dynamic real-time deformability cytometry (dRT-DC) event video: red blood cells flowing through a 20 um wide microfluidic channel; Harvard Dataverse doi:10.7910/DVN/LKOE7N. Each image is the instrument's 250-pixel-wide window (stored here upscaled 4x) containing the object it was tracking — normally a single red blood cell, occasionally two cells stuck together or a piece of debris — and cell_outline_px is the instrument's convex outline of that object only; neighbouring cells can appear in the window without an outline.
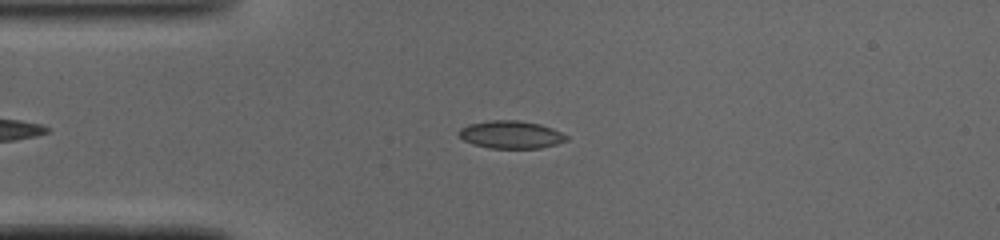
{"species": "common noctule bat (a hibernating species)", "species_latin": "Nyctalus noctula", "temperature_condition": "cold", "stored_images_in_passage": 36, "camera_frame_rate_fps": 3000, "um_per_image_px": 0.085, "animal": {"sex": "male", "body_mass_g": 19.0, "forearm_length_mm": 50.8}, "frame": {"image": 1, "passage_image": 3, "time_ms": 0.667, "image_size_px": [1000, 240], "cell_outline_px": [[568, 140], [556, 144], [540, 148], [488, 148], [472, 144], [464, 140], [460, 136], [460, 128], [468, 124], [492, 120], [520, 120], [540, 124], [552, 128], [568, 136]], "centroid_in_image_um": [43.44, 11.44], "position_along_channel_um": 41.6, "area_um2": 17.34}}
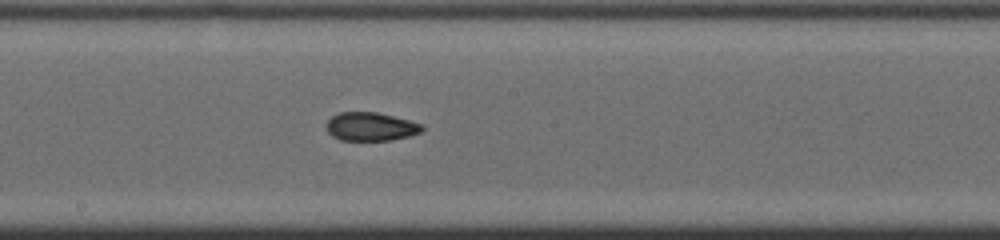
{"frame": {"image": 2, "passage_image": 17, "time_ms": 5.333, "image_size_px": [1000, 240], "cell_outline_px": [[424, 128], [420, 132], [408, 136], [392, 140], [340, 140], [332, 136], [328, 132], [328, 120], [332, 116], [340, 112], [376, 112], [408, 120], [420, 124]], "centroid_in_image_um": [31.49, 10.76], "position_along_channel_um": 216.7, "area_um2": 15.61}}
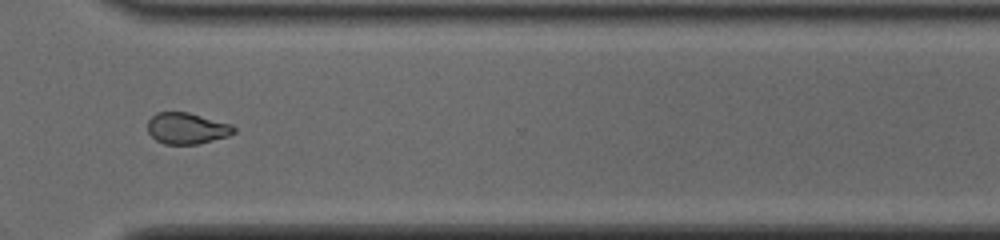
{"frame": {"image": 3, "passage_image": 27, "time_ms": 8.667, "image_size_px": [1000, 240], "cell_outline_px": [[236, 132], [228, 136], [196, 144], [164, 144], [156, 140], [148, 132], [148, 120], [156, 112], [188, 112], [232, 124], [236, 128]], "centroid_in_image_um": [15.89, 10.9], "position_along_channel_um": 354.7, "area_um2": 15.72}, "authors_computed_cell_mechanics": {"area_um2": 16.7042, "velocity_mm_per_s": 4.1175, "shape_relaxation_time_tau1_ms": null, "shape_relaxation_time_tau2_ms": 1.5373, "deformation_change_tau1": null, "deformation_change_tau2": 0.0692}}